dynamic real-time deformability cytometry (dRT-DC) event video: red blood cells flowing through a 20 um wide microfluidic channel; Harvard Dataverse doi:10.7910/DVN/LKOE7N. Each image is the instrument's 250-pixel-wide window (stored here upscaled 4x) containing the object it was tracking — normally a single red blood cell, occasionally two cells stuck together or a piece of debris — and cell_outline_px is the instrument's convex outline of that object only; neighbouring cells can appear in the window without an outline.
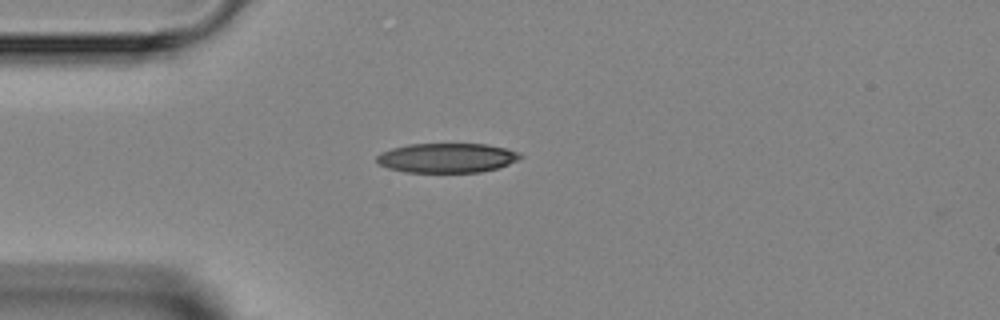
{"species": "Egyptian fruit bat (a non-hibernating species)", "species_latin": "Rousettus aegyptiacus", "temperature_condition": "room temperature", "stored_images_in_passage": 2, "camera_frame_rate_fps": 3000, "um_per_image_px": 0.085, "animal": {"sex": "female"}, "frame": {"image": 1, "passage_image": 1, "time_ms": 0.0, "image_size_px": [1000, 320], "cell_outline_px": [[524, 156], [520, 160], [496, 168], [480, 172], [404, 172], [388, 168], [376, 164], [376, 156], [380, 152], [392, 148], [408, 144], [488, 144], [508, 148], [520, 152]], "centroid_in_image_um": [37.99, 13.41], "position_along_channel_um": 47.0, "area_um2": 25.03}}